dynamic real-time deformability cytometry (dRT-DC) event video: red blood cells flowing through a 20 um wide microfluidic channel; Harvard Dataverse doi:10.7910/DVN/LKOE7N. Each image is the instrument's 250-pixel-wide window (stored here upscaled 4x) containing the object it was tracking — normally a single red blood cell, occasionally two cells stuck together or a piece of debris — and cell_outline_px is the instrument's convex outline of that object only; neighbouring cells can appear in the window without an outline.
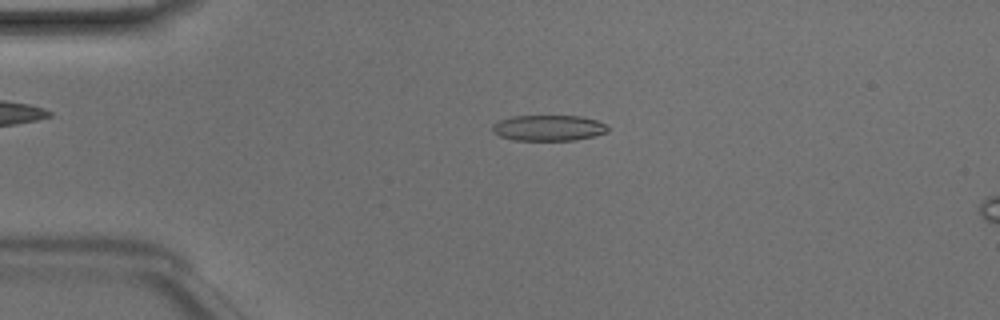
{"species": "Egyptian fruit bat (a non-hibernating species)", "species_latin": "Rousettus aegyptiacus", "temperature_condition": "room temperature", "stored_images_in_passage": 47, "camera_frame_rate_fps": 3000, "um_per_image_px": 0.085, "animal": {"sex": "male"}, "frame": {"image": 1, "passage_image": 10, "time_ms": 3.0, "image_size_px": [1000, 320], "cell_outline_px": [[608, 132], [576, 140], [516, 140], [500, 136], [492, 132], [492, 124], [500, 120], [512, 116], [584, 116], [596, 120], [604, 124], [608, 128]], "centroid_in_image_um": [46.61, 10.87], "position_along_channel_um": 38.4, "area_um2": 17.28}}
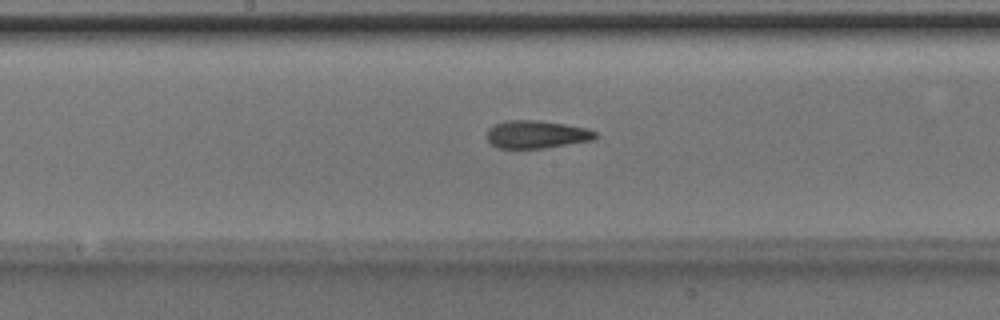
{"frame": {"image": 2, "passage_image": 24, "time_ms": 7.667, "image_size_px": [1000, 320], "cell_outline_px": [[596, 136], [592, 140], [544, 148], [496, 148], [488, 140], [488, 128], [504, 120], [540, 120], [588, 128], [596, 132]], "centroid_in_image_um": [45.59, 11.42], "position_along_channel_um": 202.6, "area_um2": 17.51}}
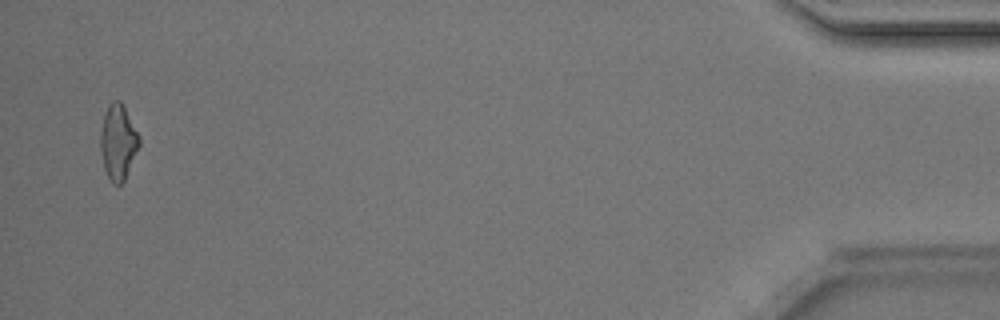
{"frame": {"image": 3, "passage_image": 46, "time_ms": 15.0, "image_size_px": [1000, 320], "cell_outline_px": [[140, 144], [124, 180], [120, 184], [112, 184], [104, 168], [100, 148], [100, 132], [104, 112], [108, 104], [112, 100], [120, 100], [140, 136]], "centroid_in_image_um": [10.02, 12.05], "position_along_channel_um": 425.2, "area_um2": 16.94}, "authors_computed_cell_mechanics": {"area_um2": 17.5134, "velocity_mm_per_s": 4.2031, "shape_relaxation_time_tau1_ms": 3.7726, "shape_relaxation_time_tau2_ms": 2.5948, "deformation_change_tau1": 0.1271, "deformation_change_tau2": 0.1119}}